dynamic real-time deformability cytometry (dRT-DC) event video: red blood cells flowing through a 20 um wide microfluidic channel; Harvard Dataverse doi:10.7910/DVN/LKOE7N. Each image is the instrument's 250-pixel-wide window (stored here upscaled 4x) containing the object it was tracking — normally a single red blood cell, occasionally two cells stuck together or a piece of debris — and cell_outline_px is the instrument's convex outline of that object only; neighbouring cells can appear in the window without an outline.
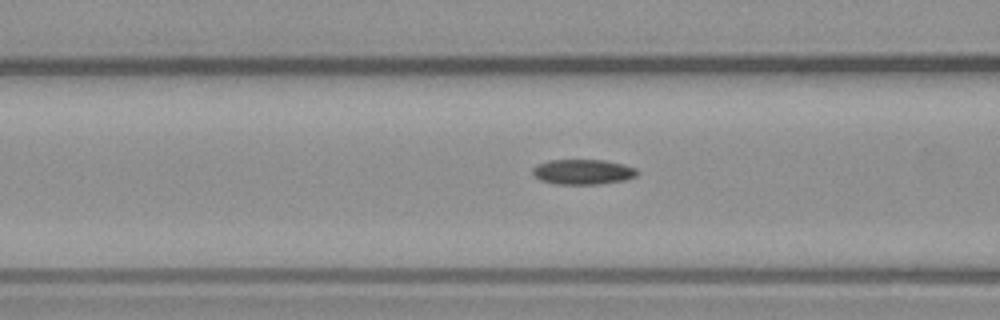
{"species": "common noctule bat (a hibernating species)", "species_latin": "Nyctalus noctula", "temperature_condition": "warm", "stored_images_in_passage": 9, "camera_frame_rate_fps": 3000, "um_per_image_px": 0.085, "animal": {"sex": "male", "body_mass_g": 23.1, "forearm_length_mm": 52.7}, "frame": {"image": 1, "passage_image": 7, "time_ms": 2.0, "image_size_px": [1000, 320], "cell_outline_px": [[640, 172], [636, 176], [624, 180], [596, 184], [556, 184], [540, 180], [532, 172], [532, 168], [536, 164], [548, 160], [604, 160], [624, 164], [636, 168]], "centroid_in_image_um": [49.55, 14.6], "position_along_channel_um": 117.1, "area_um2": 15.37}}